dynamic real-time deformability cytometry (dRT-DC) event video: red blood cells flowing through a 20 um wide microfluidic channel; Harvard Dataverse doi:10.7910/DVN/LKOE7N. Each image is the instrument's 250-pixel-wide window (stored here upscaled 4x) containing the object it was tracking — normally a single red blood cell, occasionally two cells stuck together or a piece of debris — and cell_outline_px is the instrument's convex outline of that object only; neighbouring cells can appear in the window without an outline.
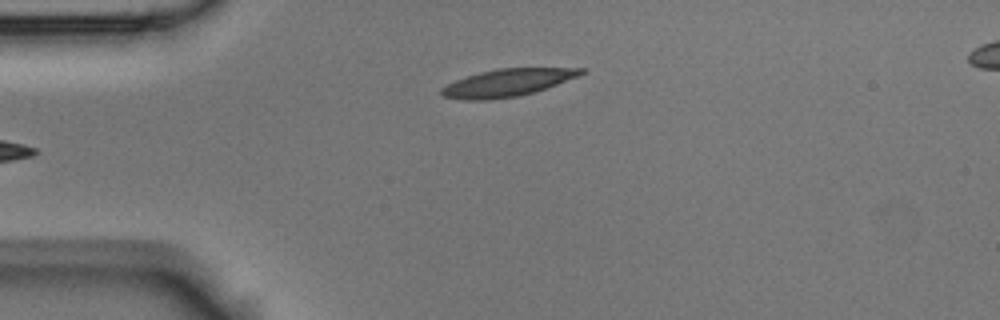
{"species": "Egyptian fruit bat (a non-hibernating species)", "species_latin": "Rousettus aegyptiacus", "temperature_condition": "room temperature", "stored_images_in_passage": 4, "camera_frame_rate_fps": 3000, "um_per_image_px": 0.085, "animal": {"sex": "male"}, "frame": {"image": 1, "passage_image": 4, "time_ms": 1.0, "image_size_px": [1000, 320], "cell_outline_px": [[588, 72], [536, 92], [516, 96], [488, 100], [464, 100], [444, 96], [440, 92], [440, 88], [456, 80], [480, 72], [500, 68], [584, 68]], "centroid_in_image_um": [43.15, 7.03], "position_along_channel_um": 41.9, "area_um2": 22.14}}